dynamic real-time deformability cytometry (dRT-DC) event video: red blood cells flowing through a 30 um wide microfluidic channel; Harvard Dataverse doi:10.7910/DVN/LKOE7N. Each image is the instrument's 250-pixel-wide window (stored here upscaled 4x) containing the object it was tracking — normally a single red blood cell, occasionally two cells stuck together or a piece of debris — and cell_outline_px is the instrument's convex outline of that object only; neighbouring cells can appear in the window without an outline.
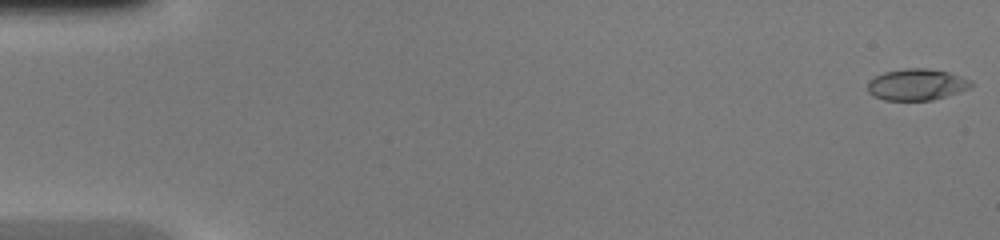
{"species": "common noctule bat (a hibernating species)", "species_latin": "Nyctalus noctula", "temperature_condition": "warm", "stored_images_in_passage": 46, "camera_frame_rate_fps": 3000, "um_per_image_px": 0.085, "animal": {"sex": "female", "body_mass_g": 20.0, "forearm_length_mm": 54.0}, "frame": {"image": 1, "passage_image": 1, "time_ms": 0.0, "image_size_px": [1000, 240], "cell_outline_px": [[972, 88], [960, 92], [932, 100], [884, 100], [872, 96], [868, 92], [868, 80], [884, 72], [904, 68], [928, 68], [948, 72], [972, 80]], "centroid_in_image_um": [77.92, 7.19], "position_along_channel_um": 7.1, "area_um2": 19.13}}
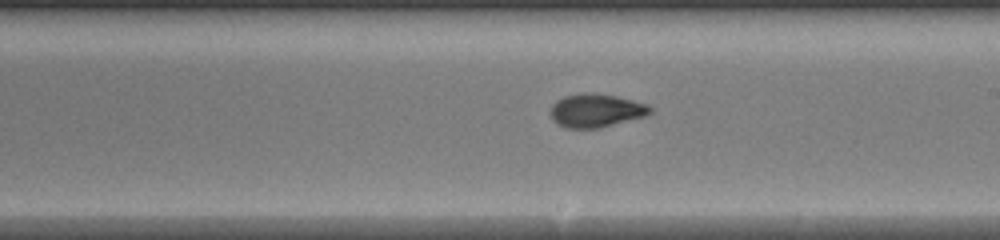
{"frame": {"image": 2, "passage_image": 27, "time_ms": 8.667, "image_size_px": [1000, 240], "cell_outline_px": [[652, 112], [644, 116], [600, 128], [564, 128], [556, 124], [552, 120], [548, 112], [552, 104], [556, 100], [564, 96], [584, 92], [588, 92], [616, 96], [648, 104], [652, 108]], "centroid_in_image_um": [50.6, 9.4], "position_along_channel_um": 238.4, "area_um2": 19.65}}
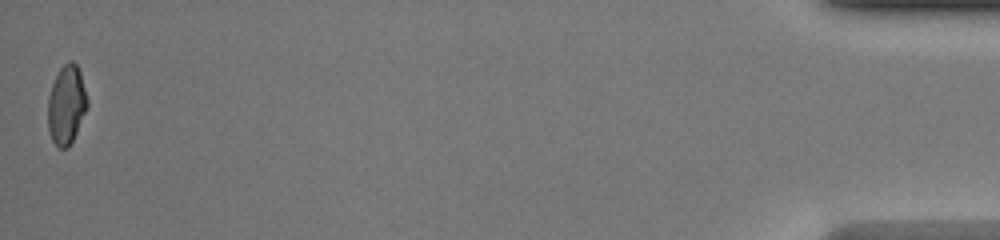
{"frame": {"image": 3, "passage_image": 46, "time_ms": 15.0, "image_size_px": [1000, 240], "cell_outline_px": [[88, 108], [68, 148], [60, 148], [52, 140], [48, 128], [48, 96], [52, 84], [60, 68], [68, 60], [72, 60], [76, 64], [80, 72], [88, 100]], "centroid_in_image_um": [5.65, 8.89], "position_along_channel_um": 429.5, "area_um2": 18.09}}